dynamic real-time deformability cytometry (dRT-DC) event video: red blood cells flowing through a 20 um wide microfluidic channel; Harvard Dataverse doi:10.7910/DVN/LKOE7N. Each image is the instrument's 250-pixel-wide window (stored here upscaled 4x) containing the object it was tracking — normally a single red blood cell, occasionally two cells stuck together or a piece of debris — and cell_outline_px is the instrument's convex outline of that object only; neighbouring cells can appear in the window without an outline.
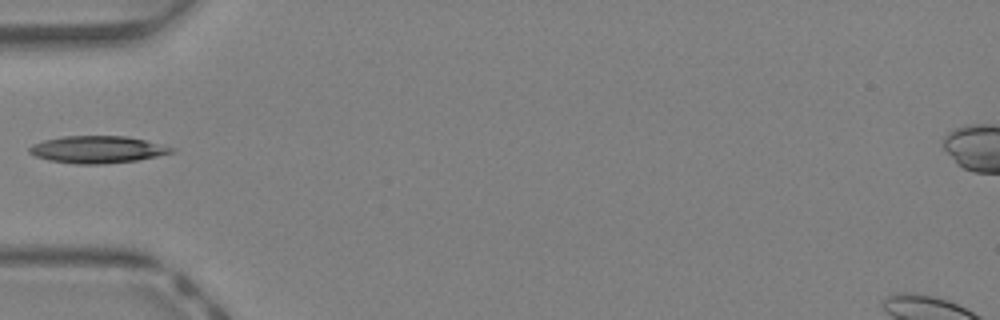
{"species": "Egyptian fruit bat (a non-hibernating species)", "species_latin": "Rousettus aegyptiacus", "temperature_condition": "warm", "stored_images_in_passage": 29, "camera_frame_rate_fps": 3000, "um_per_image_px": 0.085, "animal": {"sex": "female"}, "frame": {"image": 1, "passage_image": 1, "time_ms": 0.0, "image_size_px": [1000, 320], "cell_outline_px": [[176, 152], [136, 160], [104, 164], [76, 164], [48, 160], [36, 156], [28, 152], [28, 148], [32, 144], [44, 140], [64, 136], [124, 136], [144, 140], [176, 148]], "centroid_in_image_um": [8.27, 12.71], "position_along_channel_um": 76.7, "area_um2": 22.43}}
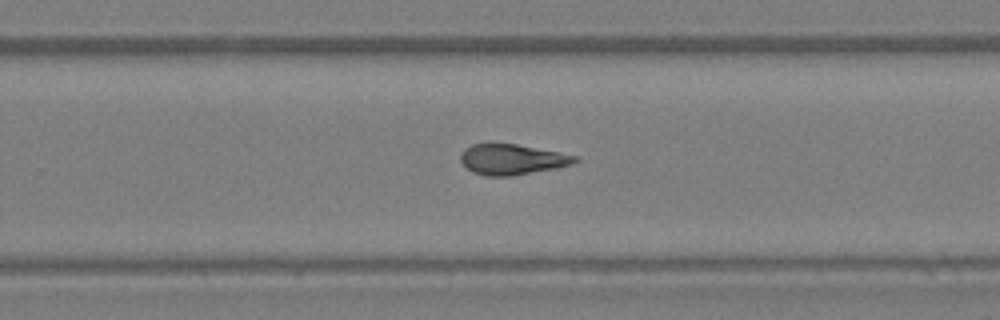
{"frame": {"image": 2, "passage_image": 14, "time_ms": 4.333, "image_size_px": [1000, 320], "cell_outline_px": [[580, 160], [572, 164], [556, 168], [512, 176], [484, 176], [472, 172], [460, 160], [460, 156], [464, 148], [472, 144], [516, 144], [580, 156]], "centroid_in_image_um": [43.55, 13.56], "position_along_channel_um": 286.3, "area_um2": 20.35}}
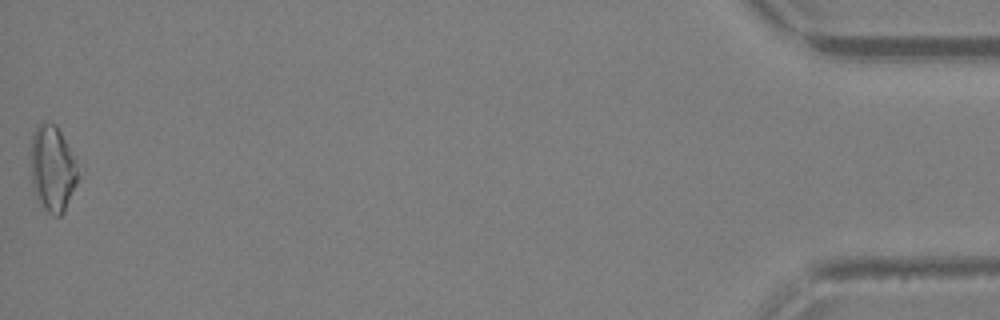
{"frame": {"image": 3, "passage_image": 29, "time_ms": 9.333, "image_size_px": [1000, 320], "cell_outline_px": [[80, 176], [64, 212], [60, 216], [52, 216], [44, 208], [36, 196], [32, 184], [32, 132], [36, 124], [44, 120], [56, 124], [76, 164]], "centroid_in_image_um": [4.46, 14.32], "position_along_channel_um": 430.7, "area_um2": 23.47}}